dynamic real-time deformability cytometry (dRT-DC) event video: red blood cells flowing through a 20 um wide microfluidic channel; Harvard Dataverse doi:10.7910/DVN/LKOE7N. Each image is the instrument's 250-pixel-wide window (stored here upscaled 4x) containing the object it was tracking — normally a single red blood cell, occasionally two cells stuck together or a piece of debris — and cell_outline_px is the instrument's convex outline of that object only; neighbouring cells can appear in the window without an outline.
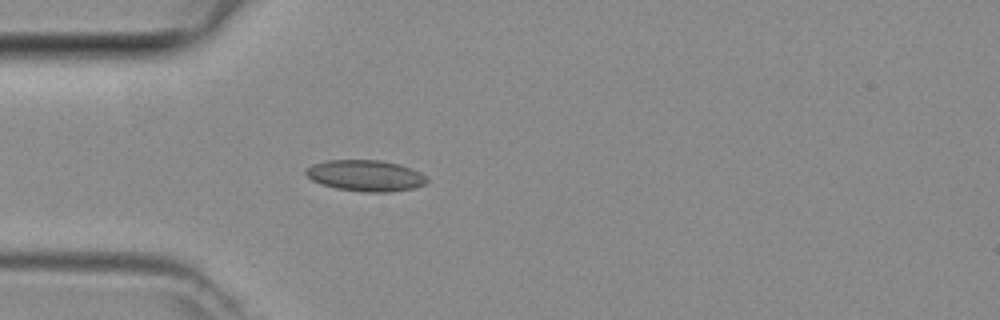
{"species": "common noctule bat (a hibernating species)", "species_latin": "Nyctalus noctula", "temperature_condition": "room temperature", "stored_images_in_passage": 4, "camera_frame_rate_fps": 3000, "um_per_image_px": 0.085, "animal": {"sex": "female", "body_mass_g": 29.2, "forearm_length_mm": 56.3}, "frame": {"image": 1, "passage_image": 4, "time_ms": 1.0, "image_size_px": [1000, 320], "cell_outline_px": [[428, 184], [412, 188], [388, 192], [364, 192], [336, 188], [320, 184], [312, 180], [304, 172], [304, 168], [312, 164], [324, 160], [380, 160], [400, 164], [412, 168], [420, 172], [428, 180]], "centroid_in_image_um": [31.05, 14.92], "position_along_channel_um": 54.0, "area_um2": 22.2}}